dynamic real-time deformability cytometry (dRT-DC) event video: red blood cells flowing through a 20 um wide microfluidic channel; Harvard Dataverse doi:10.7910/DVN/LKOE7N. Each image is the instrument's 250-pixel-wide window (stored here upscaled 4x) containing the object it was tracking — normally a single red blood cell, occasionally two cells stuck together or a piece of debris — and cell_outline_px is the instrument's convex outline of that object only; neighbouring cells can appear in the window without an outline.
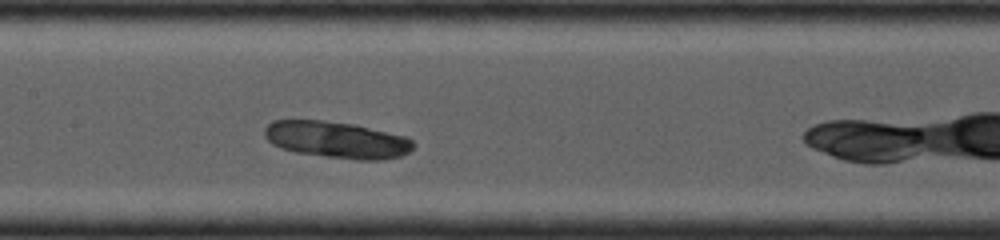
{"species": "common noctule bat (a hibernating species)", "species_latin": "Nyctalus noctula", "temperature_condition": "cold", "stored_images_in_passage": 6, "camera_frame_rate_fps": 4000, "um_per_image_px": 0.085, "animal": {"sex": "female", "body_mass_g": 19.0, "forearm_length_mm": 53.3}, "frame": {"image": 1, "passage_image": 6, "time_ms": 4.25, "image_size_px": [1000, 240], "cell_outline_px": [[416, 144], [408, 152], [400, 156], [380, 160], [356, 160], [324, 156], [296, 152], [280, 148], [272, 144], [264, 136], [264, 128], [272, 120], [320, 120], [352, 124], [408, 136]], "centroid_in_image_um": [28.63, 11.88], "position_along_channel_um": 178.8, "area_um2": 31.91}}